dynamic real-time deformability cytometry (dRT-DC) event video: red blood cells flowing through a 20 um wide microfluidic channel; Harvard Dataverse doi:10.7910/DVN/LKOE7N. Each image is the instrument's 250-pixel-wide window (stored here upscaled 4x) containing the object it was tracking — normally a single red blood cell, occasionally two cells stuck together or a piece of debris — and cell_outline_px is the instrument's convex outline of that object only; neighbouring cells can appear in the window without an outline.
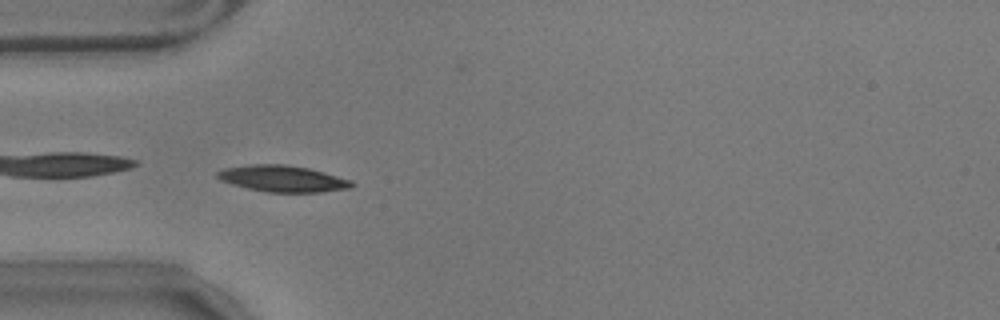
{"species": "common noctule bat (a hibernating species)", "species_latin": "Nyctalus noctula", "temperature_condition": "warm", "stored_images_in_passage": 41, "camera_frame_rate_fps": 3000, "um_per_image_px": 0.085, "animal": {"sex": "male", "body_mass_g": 17.9}, "frame": {"image": 1, "passage_image": 1, "time_ms": 0.0, "image_size_px": [1000, 320], "cell_outline_px": [[356, 184], [352, 188], [320, 192], [268, 192], [248, 188], [232, 184], [220, 180], [216, 176], [216, 172], [224, 168], [252, 164], [284, 164], [308, 168], [324, 172], [352, 180]], "centroid_in_image_um": [24.05, 15.18], "position_along_channel_um": 60.9, "area_um2": 20.69}}
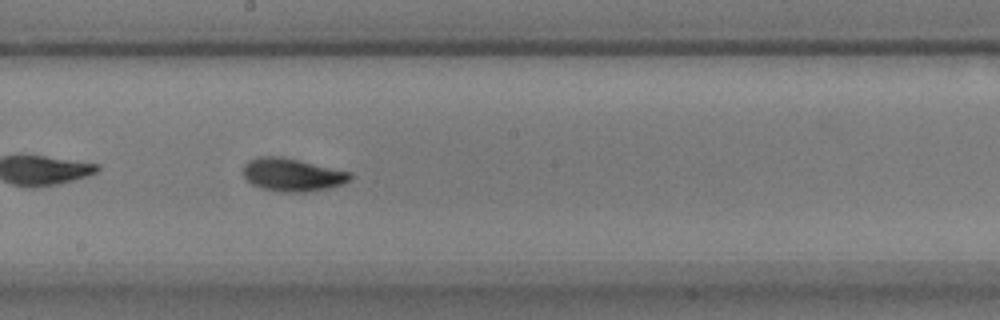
{"frame": {"image": 2, "passage_image": 15, "time_ms": 4.667, "image_size_px": [1000, 320], "cell_outline_px": [[352, 180], [344, 184], [328, 188], [308, 192], [280, 192], [264, 188], [252, 184], [244, 176], [244, 164], [248, 160], [260, 156], [280, 156], [300, 160], [352, 172]], "centroid_in_image_um": [24.89, 14.85], "position_along_channel_um": 223.3, "area_um2": 20.69}}
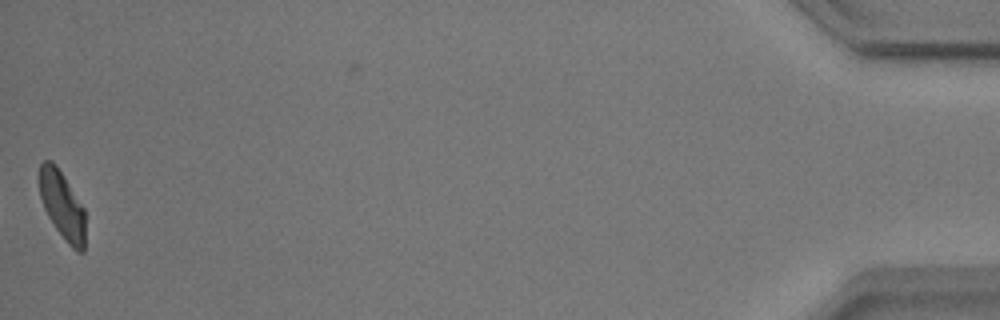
{"frame": {"image": 3, "passage_image": 41, "time_ms": 13.333, "image_size_px": [1000, 320], "cell_outline_px": [[84, 252], [76, 252], [68, 244], [56, 228], [48, 216], [44, 208], [40, 196], [40, 164], [44, 160], [52, 160], [56, 164], [84, 208]], "centroid_in_image_um": [5.29, 17.45], "position_along_channel_um": 429.9, "area_um2": 17.92}, "authors_computed_cell_mechanics": {"area_um2": 19.363, "velocity_mm_per_s": 3.5036, "shape_relaxation_time_tau1_ms": 2.8234, "shape_relaxation_time_tau2_ms": 2.493, "deformation_change_tau1": 0.1458, "deformation_change_tau2": 0.0658}}